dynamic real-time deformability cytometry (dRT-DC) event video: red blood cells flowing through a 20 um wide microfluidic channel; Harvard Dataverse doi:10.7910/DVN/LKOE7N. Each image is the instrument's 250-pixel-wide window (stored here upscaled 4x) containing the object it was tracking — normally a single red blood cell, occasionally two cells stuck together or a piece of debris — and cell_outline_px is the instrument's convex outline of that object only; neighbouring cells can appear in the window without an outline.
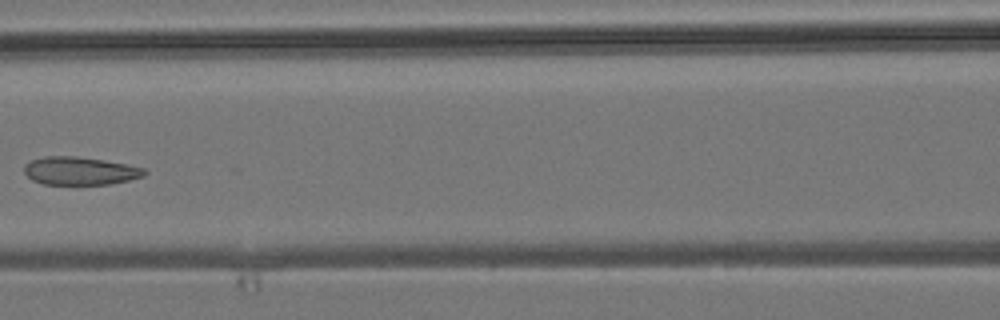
{"species": "common noctule bat (a hibernating species)", "species_latin": "Nyctalus noctula", "temperature_condition": "room temperature", "stored_images_in_passage": 7, "camera_frame_rate_fps": 3000, "um_per_image_px": 0.085, "animal": {"sex": "male", "body_mass_g": 19.2, "forearm_length_mm": 51.8}, "frame": {"image": 1, "passage_image": 7, "time_ms": 7.0, "image_size_px": [1000, 320], "cell_outline_px": [[148, 172], [144, 176], [112, 184], [44, 184], [32, 180], [24, 172], [24, 164], [32, 160], [44, 156], [76, 156], [104, 160], [128, 164], [144, 168]], "centroid_in_image_um": [6.81, 14.52], "position_along_channel_um": 159.8, "area_um2": 19.71}}